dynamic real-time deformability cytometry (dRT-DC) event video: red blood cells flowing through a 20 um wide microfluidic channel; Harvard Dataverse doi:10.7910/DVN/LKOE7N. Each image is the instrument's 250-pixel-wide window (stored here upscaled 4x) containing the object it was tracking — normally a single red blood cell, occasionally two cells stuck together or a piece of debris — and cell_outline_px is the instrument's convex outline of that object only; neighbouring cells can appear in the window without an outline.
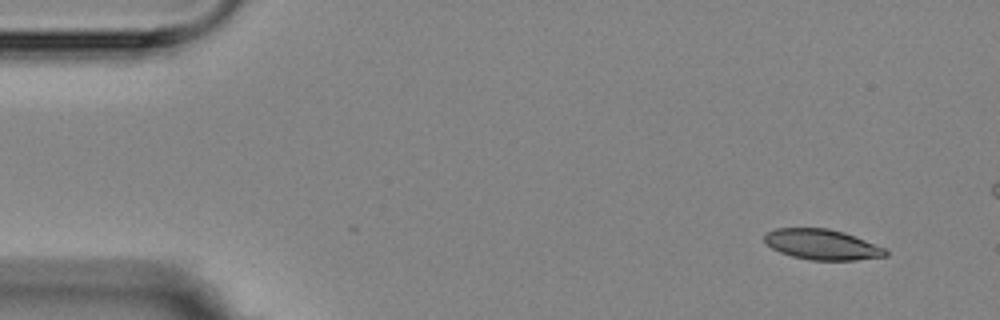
{"species": "Egyptian fruit bat (a non-hibernating species)", "species_latin": "Rousettus aegyptiacus", "temperature_condition": "room temperature", "stored_images_in_passage": 5, "camera_frame_rate_fps": 3000, "um_per_image_px": 0.085, "animal": {"sex": "female"}, "frame": {"image": 1, "passage_image": 2, "time_ms": 1.0, "image_size_px": [1000, 320], "cell_outline_px": [[888, 256], [856, 260], [812, 260], [792, 256], [780, 252], [764, 244], [764, 232], [776, 228], [828, 228], [844, 232], [884, 248], [888, 252]], "centroid_in_image_um": [69.83, 20.78], "position_along_channel_um": 15.2, "area_um2": 21.5}}
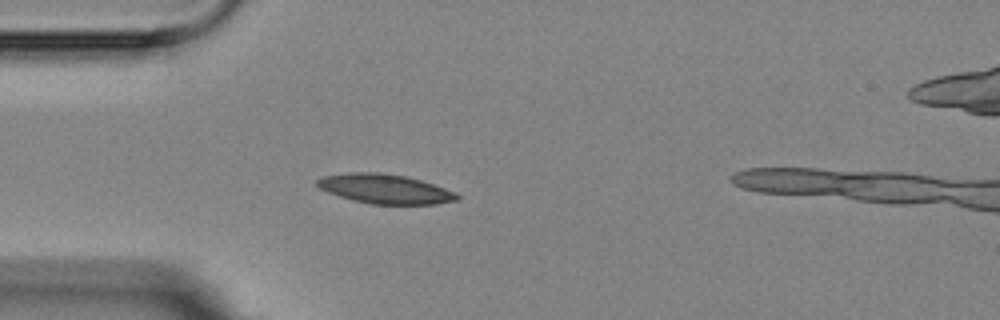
{"frame": {"image": 2, "passage_image": 5, "time_ms": 4.667, "image_size_px": [1000, 320], "cell_outline_px": [[460, 200], [436, 204], [372, 204], [352, 200], [328, 192], [320, 188], [316, 184], [316, 180], [324, 176], [348, 172], [380, 172], [404, 176], [420, 180], [456, 192], [460, 196]], "centroid_in_image_um": [32.74, 16.06], "position_along_channel_um": 52.3, "area_um2": 23.93}}